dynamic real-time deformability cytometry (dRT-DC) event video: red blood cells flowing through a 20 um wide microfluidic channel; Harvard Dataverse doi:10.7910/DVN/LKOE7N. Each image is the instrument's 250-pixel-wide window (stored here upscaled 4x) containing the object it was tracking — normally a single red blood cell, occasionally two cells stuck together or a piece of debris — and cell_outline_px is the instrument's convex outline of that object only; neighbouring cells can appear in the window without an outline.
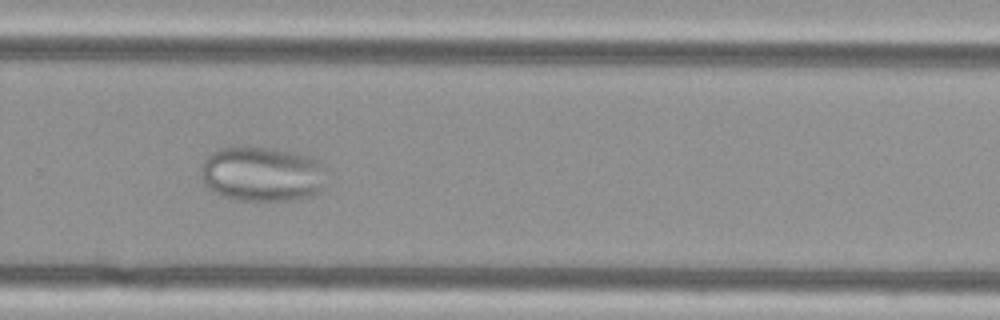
{"species": "Egyptian fruit bat (a non-hibernating species)", "species_latin": "Rousettus aegyptiacus", "temperature_condition": "cold", "stored_images_in_passage": 47, "camera_frame_rate_fps": 3000, "um_per_image_px": 0.085, "animal": {"sex": "female"}, "frame": {"image": 1, "passage_image": 34, "time_ms": 11.0, "image_size_px": [1000, 320], "cell_outline_px": [[324, 188], [320, 192], [296, 200], [232, 200], [208, 188], [204, 184], [200, 176], [200, 172], [204, 160], [216, 148], [236, 144], [272, 148], [296, 152], [320, 160]], "centroid_in_image_um": [22.22, 14.76], "position_along_channel_um": 307.6, "area_um2": 40.86}}